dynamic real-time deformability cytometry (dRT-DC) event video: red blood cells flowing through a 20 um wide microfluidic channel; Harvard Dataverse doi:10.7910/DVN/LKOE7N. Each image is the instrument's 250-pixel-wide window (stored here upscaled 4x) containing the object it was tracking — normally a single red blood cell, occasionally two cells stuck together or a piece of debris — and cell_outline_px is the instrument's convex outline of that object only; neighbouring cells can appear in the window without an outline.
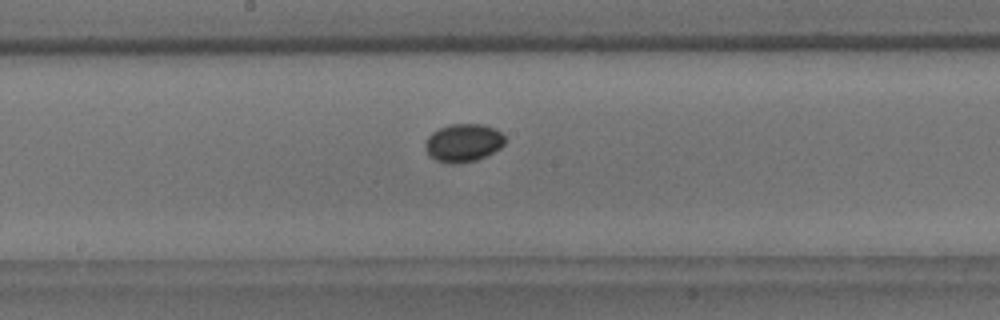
{"species": "common noctule bat (a hibernating species)", "species_latin": "Nyctalus noctula", "temperature_condition": "room temperature", "stored_images_in_passage": 8, "camera_frame_rate_fps": 3000, "um_per_image_px": 0.085, "animal": {"sex": "male", "body_mass_g": 18.8}, "frame": {"image": 1, "passage_image": 8, "time_ms": 9.0, "image_size_px": [1000, 320], "cell_outline_px": [[504, 144], [500, 148], [488, 156], [476, 160], [456, 164], [448, 164], [436, 160], [428, 156], [424, 144], [428, 136], [432, 132], [448, 124], [484, 124], [496, 128], [504, 136]], "centroid_in_image_um": [39.37, 12.14], "position_along_channel_um": 208.8, "area_um2": 17.98}}